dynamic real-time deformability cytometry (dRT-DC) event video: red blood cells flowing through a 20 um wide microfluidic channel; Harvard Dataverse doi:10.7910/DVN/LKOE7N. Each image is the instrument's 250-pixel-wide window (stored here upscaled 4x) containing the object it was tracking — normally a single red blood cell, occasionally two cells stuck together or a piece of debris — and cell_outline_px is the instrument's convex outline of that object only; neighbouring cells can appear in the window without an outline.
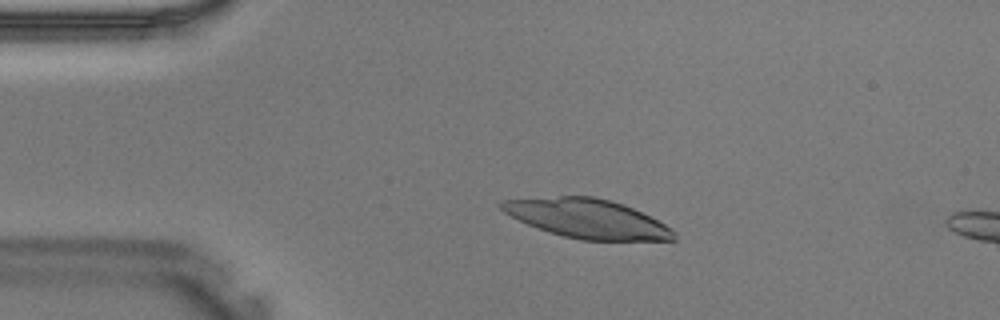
{"species": "Egyptian fruit bat (a non-hibernating species)", "species_latin": "Rousettus aegyptiacus", "temperature_condition": "warm", "stored_images_in_passage": 40, "camera_frame_rate_fps": 3000, "um_per_image_px": 0.085, "animal": {"sex": "male"}, "frame": {"image": 1, "passage_image": 7, "time_ms": 2.0, "image_size_px": [1000, 320], "cell_outline_px": [[676, 240], [580, 240], [564, 236], [528, 224], [504, 212], [500, 208], [500, 204], [504, 200], [560, 196], [592, 196], [624, 204], [672, 228], [676, 232]], "centroid_in_image_um": [49.95, 18.58], "position_along_channel_um": 35.0, "area_um2": 38.61}}
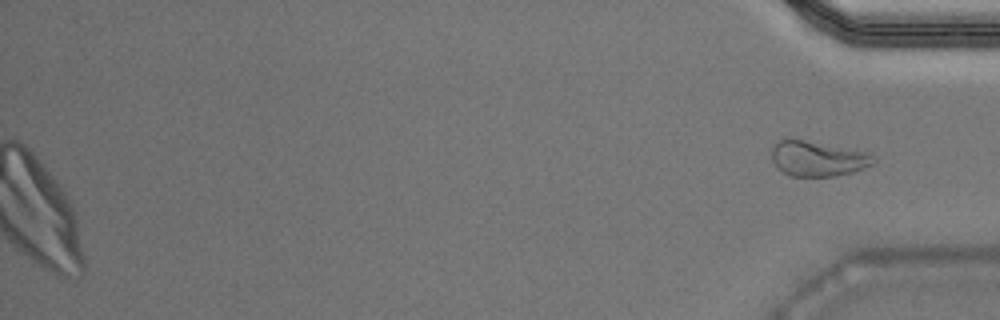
{"frame": {"image": 2, "passage_image": 40, "time_ms": 13.0, "image_size_px": [1000, 320], "cell_outline_px": [[876, 164], [852, 172], [836, 176], [788, 176], [776, 168], [772, 160], [772, 148], [776, 140], [784, 136], [792, 136], [872, 152], [876, 156]], "centroid_in_image_um": [69.51, 13.42], "position_along_channel_um": 365.7, "area_um2": 22.25}}